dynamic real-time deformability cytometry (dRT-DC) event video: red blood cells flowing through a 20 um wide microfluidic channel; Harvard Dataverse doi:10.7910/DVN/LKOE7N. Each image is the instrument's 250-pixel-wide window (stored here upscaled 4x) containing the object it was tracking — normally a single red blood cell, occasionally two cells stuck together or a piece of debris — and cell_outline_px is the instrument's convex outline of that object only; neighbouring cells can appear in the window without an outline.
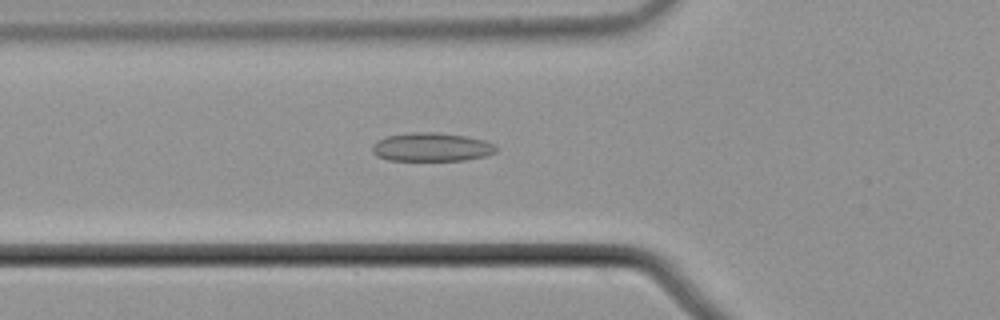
{"species": "common noctule bat (a hibernating species)", "species_latin": "Nyctalus noctula", "temperature_condition": "cold", "stored_images_in_passage": 44, "camera_frame_rate_fps": 3000, "um_per_image_px": 0.085, "animal": {"sex": "male", "body_mass_g": 21.5, "forearm_length_mm": 52.0}, "frame": {"image": 1, "passage_image": 9, "time_ms": 2.667, "image_size_px": [1000, 320], "cell_outline_px": [[496, 152], [484, 156], [464, 160], [388, 160], [376, 156], [372, 152], [372, 144], [376, 140], [388, 136], [412, 132], [436, 132], [464, 136], [480, 140], [492, 144], [496, 148]], "centroid_in_image_um": [36.6, 12.5], "position_along_channel_um": 89.2, "area_um2": 20.4}}
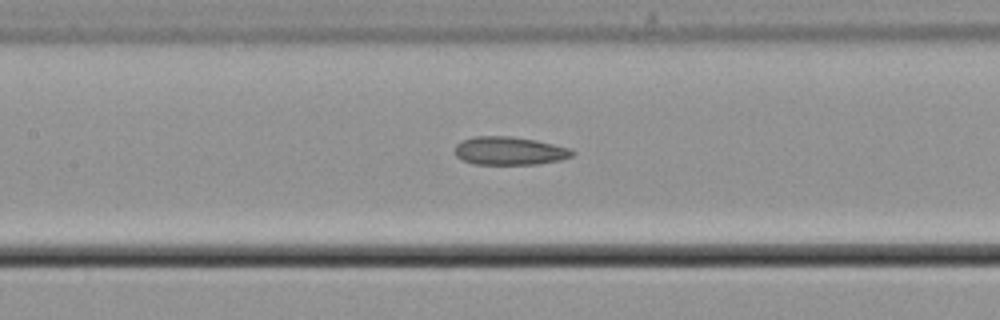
{"frame": {"image": 2, "passage_image": 15, "time_ms": 4.667, "image_size_px": [1000, 320], "cell_outline_px": [[576, 152], [572, 156], [560, 160], [536, 164], [476, 164], [464, 160], [456, 156], [456, 144], [472, 136], [512, 136], [536, 140], [572, 148]], "centroid_in_image_um": [43.35, 12.81], "position_along_channel_um": 164.0, "area_um2": 19.31}}
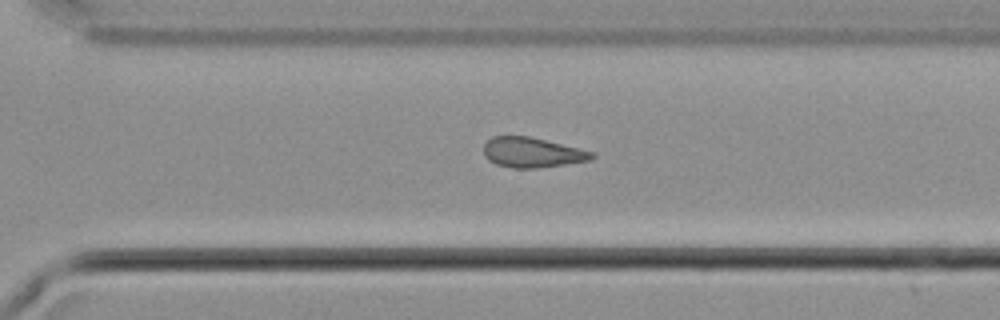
{"frame": {"image": 3, "passage_image": 28, "time_ms": 9.0, "image_size_px": [1000, 320], "cell_outline_px": [[596, 156], [592, 160], [536, 168], [512, 168], [496, 164], [488, 160], [484, 156], [484, 144], [492, 136], [528, 136], [596, 152]], "centroid_in_image_um": [45.24, 12.96], "position_along_channel_um": 325.4, "area_um2": 18.96}}